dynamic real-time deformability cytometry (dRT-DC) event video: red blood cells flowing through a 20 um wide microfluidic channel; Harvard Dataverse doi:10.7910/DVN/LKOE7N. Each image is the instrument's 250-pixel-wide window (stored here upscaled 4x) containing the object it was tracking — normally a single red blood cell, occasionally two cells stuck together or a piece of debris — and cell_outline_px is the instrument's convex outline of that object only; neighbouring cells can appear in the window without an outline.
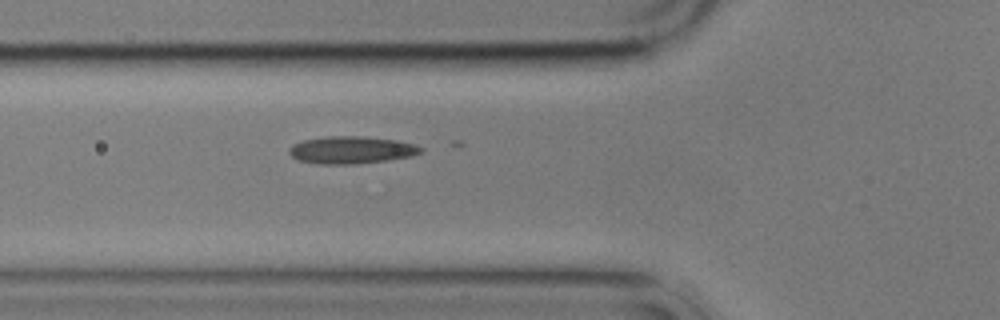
{"species": "common noctule bat (a hibernating species)", "species_latin": "Nyctalus noctula", "temperature_condition": "cold", "stored_images_in_passage": 6, "camera_frame_rate_fps": 3000, "um_per_image_px": 0.085, "animal": {"sex": "male", "body_mass_g": 17.9}, "frame": {"image": 1, "passage_image": 6, "time_ms": 6.333, "image_size_px": [1000, 320], "cell_outline_px": [[424, 148], [420, 152], [412, 156], [388, 160], [352, 164], [320, 164], [300, 160], [292, 156], [288, 152], [288, 148], [292, 144], [304, 140], [328, 136], [360, 136], [396, 140], [416, 144]], "centroid_in_image_um": [29.87, 12.74], "position_along_channel_um": 95.9, "area_um2": 20.92}}